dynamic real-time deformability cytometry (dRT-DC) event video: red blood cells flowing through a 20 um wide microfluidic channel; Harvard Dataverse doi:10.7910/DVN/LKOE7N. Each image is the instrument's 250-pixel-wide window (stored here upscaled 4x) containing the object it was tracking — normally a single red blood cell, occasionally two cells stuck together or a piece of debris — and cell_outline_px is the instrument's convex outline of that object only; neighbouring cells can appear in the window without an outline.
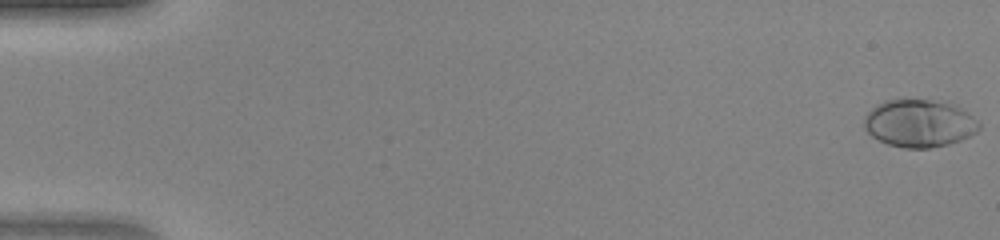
{"species": "human", "species_latin": "Homo sapiens", "temperature_condition": "warm", "stored_images_in_passage": 48, "camera_frame_rate_fps": 3000, "um_per_image_px": 0.085, "donor": {"sex": "female"}, "frame": {"image": 1, "passage_image": 1, "time_ms": 0.0, "image_size_px": [1000, 240], "cell_outline_px": [[980, 128], [976, 132], [960, 140], [948, 144], [928, 148], [904, 148], [888, 144], [872, 136], [864, 128], [864, 116], [876, 104], [888, 100], [928, 100], [956, 104], [968, 112], [980, 124]], "centroid_in_image_um": [78.14, 10.48], "position_along_channel_um": 6.9, "area_um2": 31.73}}
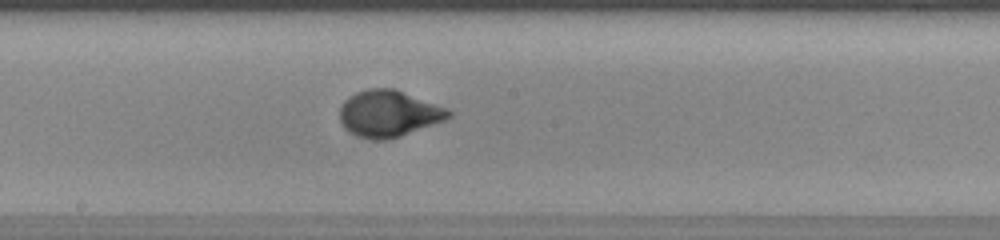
{"frame": {"image": 2, "passage_image": 27, "time_ms": 8.667, "image_size_px": [1000, 240], "cell_outline_px": [[452, 116], [444, 120], [400, 136], [384, 140], [372, 140], [360, 136], [352, 132], [340, 120], [340, 108], [344, 100], [348, 96], [356, 92], [368, 88], [396, 88], [448, 108], [452, 112]], "centroid_in_image_um": [33.06, 9.62], "position_along_channel_um": 215.1, "area_um2": 29.36}}
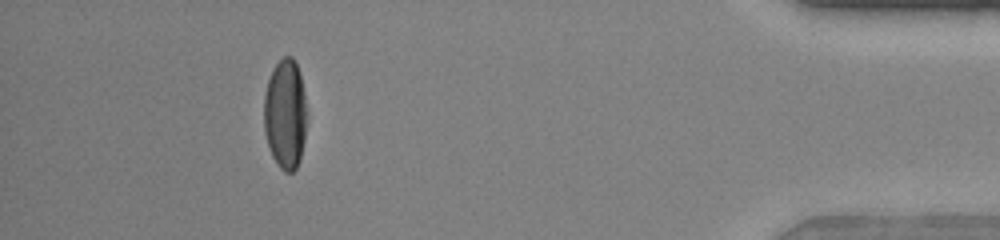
{"frame": {"image": 3, "passage_image": 44, "time_ms": 14.333, "image_size_px": [1000, 240], "cell_outline_px": [[304, 140], [300, 160], [296, 168], [292, 172], [284, 172], [276, 164], [272, 156], [264, 132], [264, 96], [268, 80], [272, 68], [284, 56], [292, 56], [300, 72], [304, 92]], "centroid_in_image_um": [24.22, 9.7], "position_along_channel_um": 411.0, "area_um2": 27.22}}